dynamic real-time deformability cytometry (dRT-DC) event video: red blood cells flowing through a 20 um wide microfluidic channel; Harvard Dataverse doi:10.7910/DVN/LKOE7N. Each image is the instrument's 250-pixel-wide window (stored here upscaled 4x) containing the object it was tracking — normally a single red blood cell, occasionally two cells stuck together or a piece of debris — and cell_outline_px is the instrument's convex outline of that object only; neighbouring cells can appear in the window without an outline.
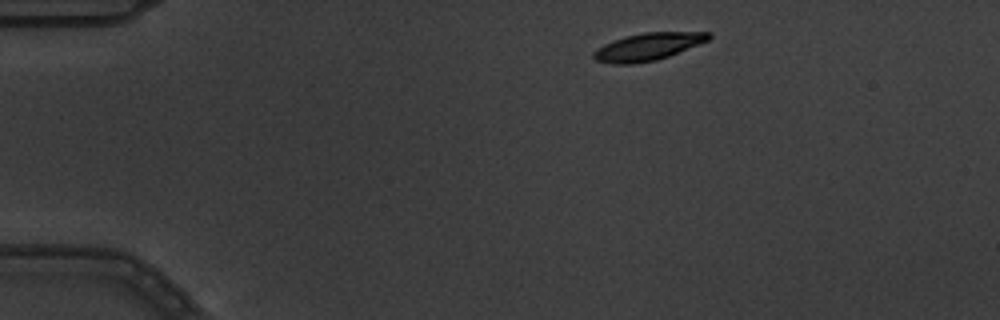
{"species": "common noctule bat (a hibernating species)", "species_latin": "Nyctalus noctula", "temperature_condition": "warm", "stored_images_in_passage": 3, "camera_frame_rate_fps": 3000, "um_per_image_px": 0.085, "animal": {"sex": "male", "body_mass_g": 19.5, "forearm_length_mm": 54.6}, "frame": {"image": 1, "passage_image": 1, "time_ms": 0.0, "image_size_px": [1000, 320], "cell_outline_px": [[712, 36], [708, 40], [668, 56], [656, 60], [632, 64], [612, 64], [596, 60], [592, 56], [592, 52], [604, 44], [612, 40], [624, 36], [644, 32], [708, 32]], "centroid_in_image_um": [55.02, 3.97], "position_along_channel_um": 30.0, "area_um2": 18.26}}